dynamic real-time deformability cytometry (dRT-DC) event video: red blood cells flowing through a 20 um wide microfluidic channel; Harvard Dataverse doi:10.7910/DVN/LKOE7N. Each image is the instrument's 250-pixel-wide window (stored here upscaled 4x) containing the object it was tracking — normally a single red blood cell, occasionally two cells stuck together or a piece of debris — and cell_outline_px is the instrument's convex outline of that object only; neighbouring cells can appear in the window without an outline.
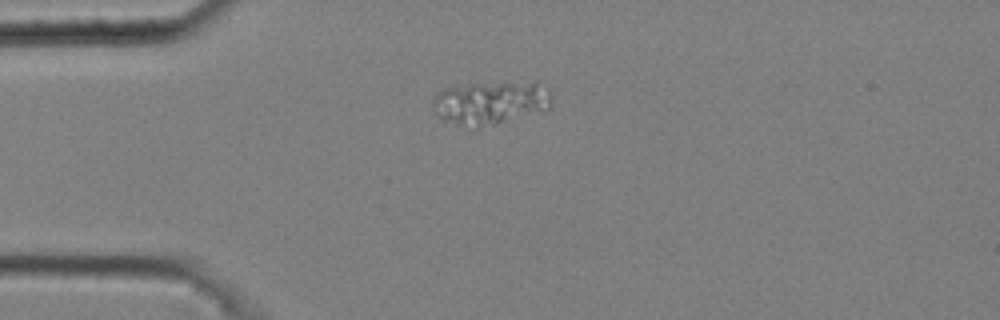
{"species": "common noctule bat (a hibernating species)", "species_latin": "Nyctalus noctula", "temperature_condition": "cold", "stored_images_in_passage": 8, "camera_frame_rate_fps": 3000, "um_per_image_px": 0.085, "animal": {"sex": "male", "body_mass_g": 20.4}, "frame": {"image": 1, "passage_image": 1, "time_ms": 0.0, "image_size_px": [1000, 320], "cell_outline_px": [[552, 104], [544, 112], [496, 124], [476, 128], [444, 120], [440, 116], [432, 104], [432, 96], [436, 92], [444, 88], [472, 84], [536, 80], [548, 88], [552, 96]], "centroid_in_image_um": [41.78, 8.7], "position_along_channel_um": 43.2, "area_um2": 30.63}}
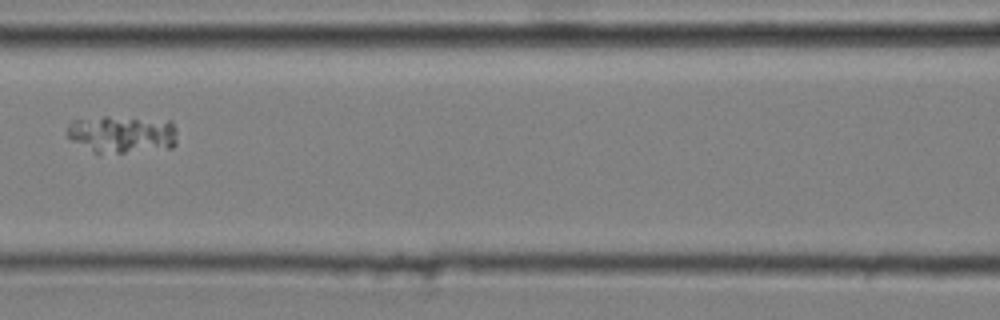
{"frame": {"image": 2, "passage_image": 4, "time_ms": 1.0, "image_size_px": [1000, 320], "cell_outline_px": [[176, 144], [172, 148], [96, 156], [72, 140], [64, 132], [68, 124], [72, 120], [104, 116], [108, 116], [172, 120], [176, 128]], "centroid_in_image_um": [10.35, 11.44], "position_along_channel_um": 156.2, "area_um2": 25.2}}
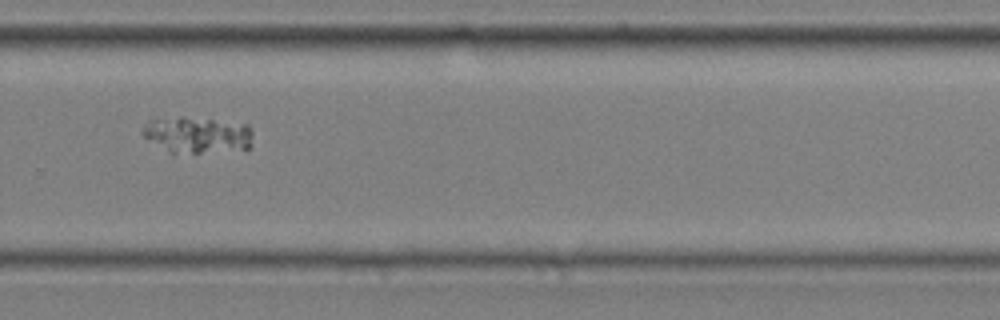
{"frame": {"image": 3, "passage_image": 8, "time_ms": 2.333, "image_size_px": [1000, 320], "cell_outline_px": [[252, 144], [248, 148], [200, 152], [168, 152], [144, 136], [140, 132], [144, 124], [148, 120], [180, 116], [184, 116], [248, 124], [252, 132]], "centroid_in_image_um": [16.75, 11.43], "position_along_channel_um": 313.1, "area_um2": 23.18}}